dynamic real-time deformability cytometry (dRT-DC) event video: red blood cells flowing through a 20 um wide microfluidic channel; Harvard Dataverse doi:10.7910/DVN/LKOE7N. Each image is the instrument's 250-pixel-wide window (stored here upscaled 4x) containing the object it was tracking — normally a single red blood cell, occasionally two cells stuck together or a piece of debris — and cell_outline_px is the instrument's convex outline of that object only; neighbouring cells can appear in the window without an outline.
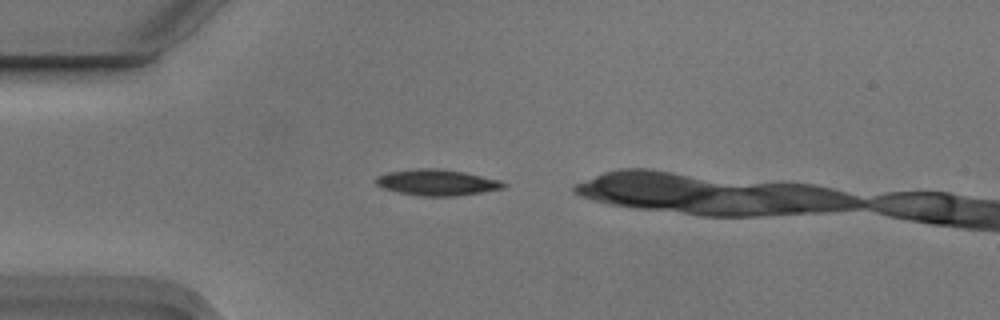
{"species": "Egyptian fruit bat (a non-hibernating species)", "species_latin": "Rousettus aegyptiacus", "temperature_condition": "cold", "stored_images_in_passage": 2, "camera_frame_rate_fps": 3000, "um_per_image_px": 0.085, "animal": {"sex": "male"}, "frame": {"image": 1, "passage_image": 1, "time_ms": 0.0, "image_size_px": [1000, 320], "cell_outline_px": [[508, 184], [504, 188], [456, 196], [420, 196], [400, 192], [384, 188], [376, 184], [376, 176], [388, 172], [416, 168], [440, 168], [464, 172], [500, 180]], "centroid_in_image_um": [37.15, 15.5], "position_along_channel_um": 47.9, "area_um2": 19.31}}